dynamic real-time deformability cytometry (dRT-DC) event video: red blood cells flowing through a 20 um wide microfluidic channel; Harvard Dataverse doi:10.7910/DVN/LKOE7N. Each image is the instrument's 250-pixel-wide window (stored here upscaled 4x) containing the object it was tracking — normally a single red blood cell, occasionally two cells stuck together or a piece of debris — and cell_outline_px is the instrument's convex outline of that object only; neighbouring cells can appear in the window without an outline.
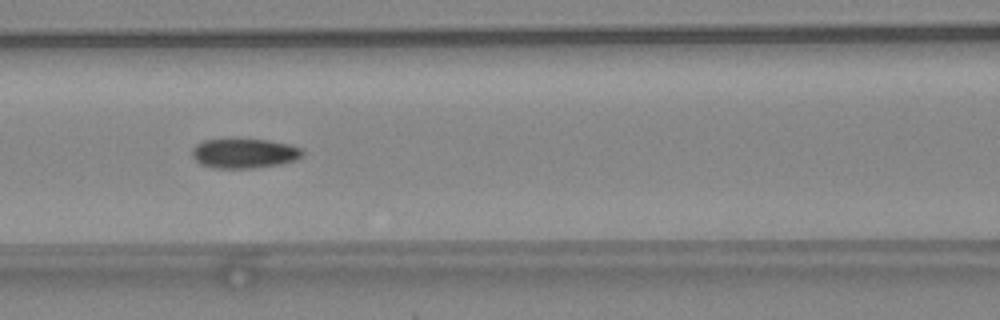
{"species": "common noctule bat (a hibernating species)", "species_latin": "Nyctalus noctula", "temperature_condition": "warm", "stored_images_in_passage": 47, "camera_frame_rate_fps": 3000, "um_per_image_px": 0.085, "animal": {"sex": "female", "body_mass_g": 24.6, "forearm_length_mm": 56.2}, "frame": {"image": 1, "passage_image": 19, "time_ms": 6.0, "image_size_px": [1000, 320], "cell_outline_px": [[304, 156], [296, 160], [280, 164], [256, 168], [212, 168], [200, 164], [192, 156], [192, 148], [196, 144], [204, 140], [268, 140], [292, 144], [300, 148], [304, 152]], "centroid_in_image_um": [20.79, 13.05], "position_along_channel_um": 145.8, "area_um2": 19.13}}
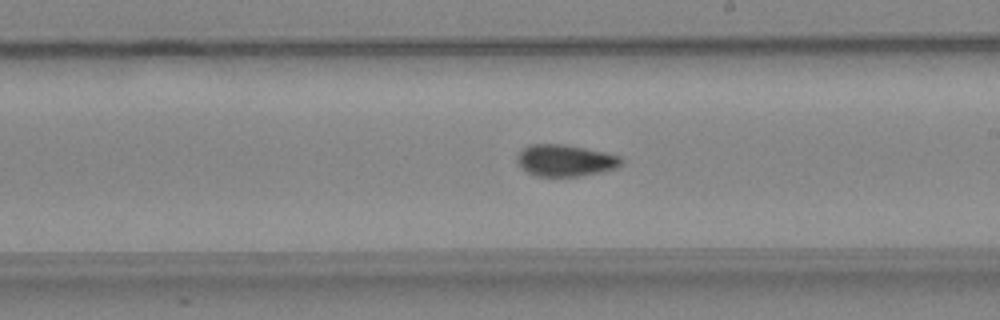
{"frame": {"image": 2, "passage_image": 26, "time_ms": 8.333, "image_size_px": [1000, 320], "cell_outline_px": [[624, 160], [616, 168], [600, 172], [580, 176], [536, 176], [528, 172], [516, 164], [516, 156], [528, 144], [564, 144], [604, 152], [620, 156]], "centroid_in_image_um": [48.02, 13.64], "position_along_channel_um": 241.0, "area_um2": 19.25}}
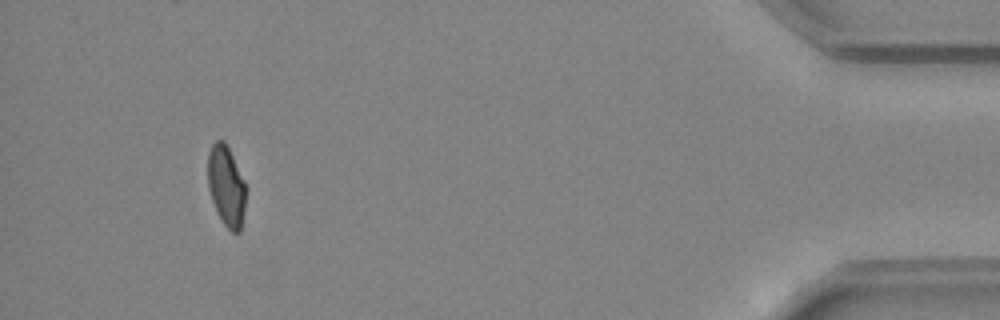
{"frame": {"image": 3, "passage_image": 44, "time_ms": 14.333, "image_size_px": [1000, 320], "cell_outline_px": [[244, 212], [240, 232], [232, 232], [224, 224], [212, 200], [208, 188], [208, 152], [212, 144], [216, 140], [224, 140], [244, 180]], "centroid_in_image_um": [19.21, 15.79], "position_along_channel_um": 416.0, "area_um2": 17.4}, "authors_computed_cell_mechanics": {"area_um2": 19.1318, "velocity_mm_per_s": 4.0873, "shape_relaxation_time_tau1_ms": null, "shape_relaxation_time_tau2_ms": 1.9339, "deformation_change_tau1": null, "deformation_change_tau2": 0.0571}}